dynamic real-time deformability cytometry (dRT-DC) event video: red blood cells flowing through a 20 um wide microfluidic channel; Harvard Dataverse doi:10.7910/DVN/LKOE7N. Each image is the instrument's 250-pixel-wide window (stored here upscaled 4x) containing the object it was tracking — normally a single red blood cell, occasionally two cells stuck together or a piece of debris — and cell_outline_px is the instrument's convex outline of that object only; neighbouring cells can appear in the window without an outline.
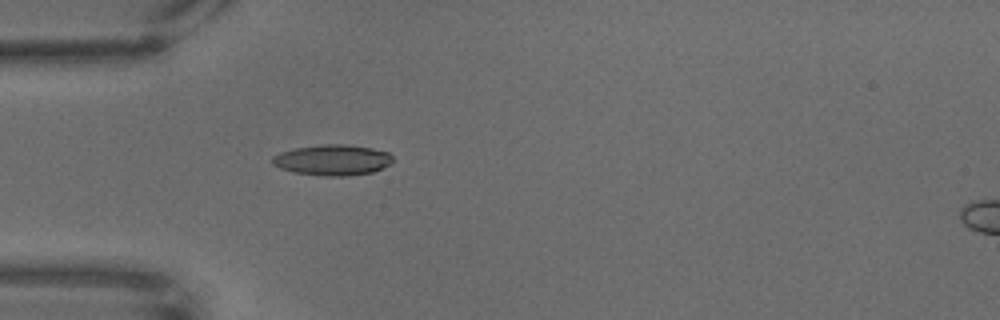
{"species": "common noctule bat (a hibernating species)", "species_latin": "Nyctalus noctula", "temperature_condition": "warm", "stored_images_in_passage": 33, "camera_frame_rate_fps": 3000, "um_per_image_px": 0.085, "animal": {"sex": "male", "body_mass_g": 18.8}, "frame": {"image": 1, "passage_image": 1, "time_ms": 0.0, "image_size_px": [1000, 320], "cell_outline_px": [[392, 164], [384, 168], [372, 172], [348, 176], [324, 176], [292, 172], [280, 168], [272, 164], [272, 156], [280, 152], [296, 148], [324, 144], [344, 144], [372, 148], [388, 152], [392, 156]], "centroid_in_image_um": [28.27, 13.61], "position_along_channel_um": 56.7, "area_um2": 21.68}}
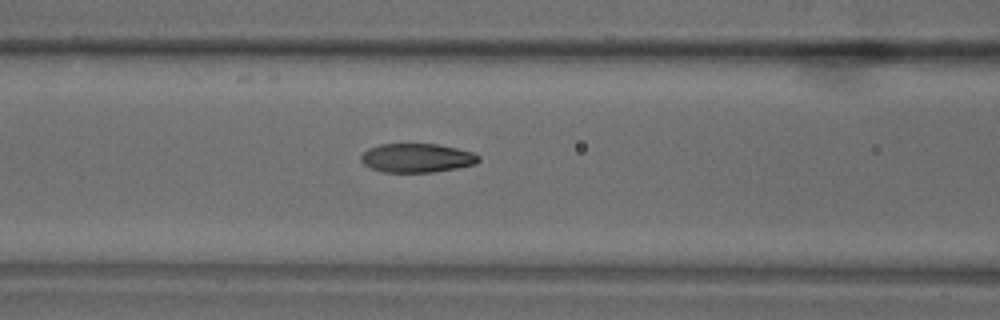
{"frame": {"image": 2, "passage_image": 9, "time_ms": 2.667, "image_size_px": [1000, 320], "cell_outline_px": [[480, 160], [476, 164], [456, 168], [432, 172], [384, 172], [372, 168], [364, 164], [360, 160], [360, 156], [368, 148], [380, 144], [436, 144], [456, 148], [472, 152], [480, 156]], "centroid_in_image_um": [35.43, 13.42], "position_along_channel_um": 131.2, "area_um2": 19.77}}
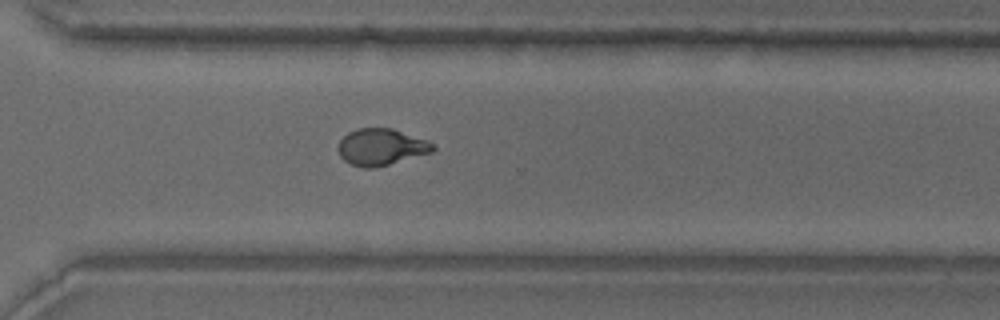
{"frame": {"image": 3, "passage_image": 30, "time_ms": 9.667, "image_size_px": [1000, 320], "cell_outline_px": [[436, 148], [432, 152], [376, 168], [364, 168], [352, 164], [344, 160], [340, 156], [340, 140], [348, 132], [356, 128], [392, 128], [428, 140], [436, 144]], "centroid_in_image_um": [32.44, 12.49], "position_along_channel_um": 338.2, "area_um2": 20.23}}